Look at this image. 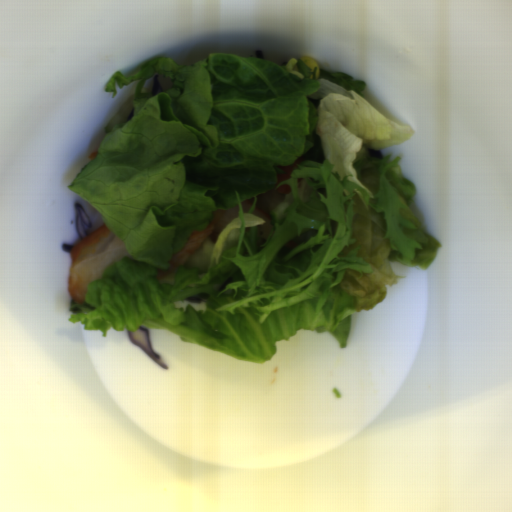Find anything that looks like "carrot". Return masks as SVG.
Masks as SVG:
<instances>
[{
    "label": "carrot",
    "instance_id": "obj_1",
    "mask_svg": "<svg viewBox=\"0 0 512 512\" xmlns=\"http://www.w3.org/2000/svg\"><path fill=\"white\" fill-rule=\"evenodd\" d=\"M301 158H297L290 166H279V170L285 173L277 175V183L275 188L281 183L291 178L292 172L297 168V166L301 163Z\"/></svg>",
    "mask_w": 512,
    "mask_h": 512
},
{
    "label": "carrot",
    "instance_id": "obj_2",
    "mask_svg": "<svg viewBox=\"0 0 512 512\" xmlns=\"http://www.w3.org/2000/svg\"><path fill=\"white\" fill-rule=\"evenodd\" d=\"M290 191H291V186L289 184H283V185L279 186L276 190V192L279 193L280 195L290 194Z\"/></svg>",
    "mask_w": 512,
    "mask_h": 512
}]
</instances>
